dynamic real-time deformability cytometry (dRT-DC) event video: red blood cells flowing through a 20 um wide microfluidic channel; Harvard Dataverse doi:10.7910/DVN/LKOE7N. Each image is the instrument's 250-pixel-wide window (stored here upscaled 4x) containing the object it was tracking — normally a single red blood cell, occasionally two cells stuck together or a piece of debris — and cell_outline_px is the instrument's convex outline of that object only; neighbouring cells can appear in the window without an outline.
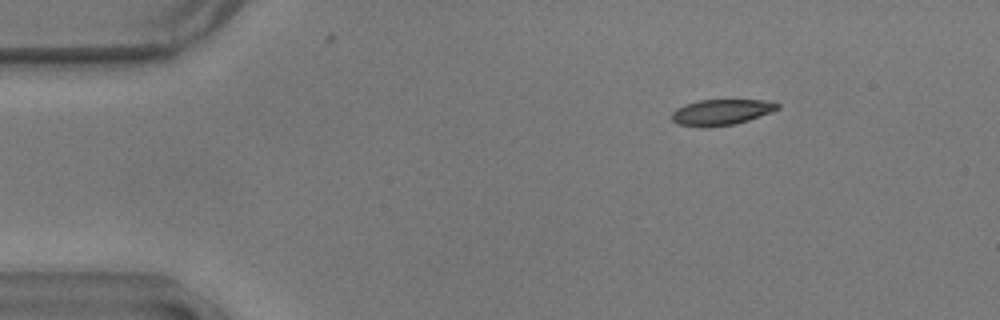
{"species": "common noctule bat (a hibernating species)", "species_latin": "Nyctalus noctula", "temperature_condition": "warm", "stored_images_in_passage": 49, "camera_frame_rate_fps": 3000, "um_per_image_px": 0.085, "animal": {"sex": "male", "body_mass_g": 17.9}, "frame": {"image": 1, "passage_image": 8, "time_ms": 2.333, "image_size_px": [1000, 320], "cell_outline_px": [[780, 108], [772, 112], [736, 124], [704, 128], [676, 124], [672, 120], [672, 112], [676, 108], [684, 104], [700, 100], [764, 100], [780, 104]], "centroid_in_image_um": [61.29, 9.54], "position_along_channel_um": 23.7, "area_um2": 16.07}}
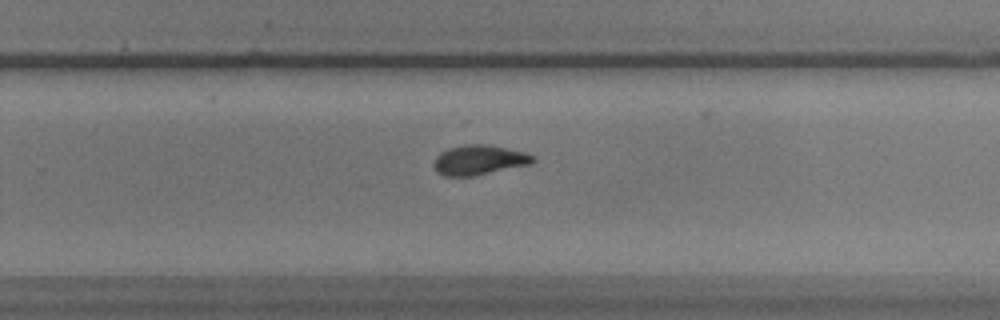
{"frame": {"image": 2, "passage_image": 36, "time_ms": 11.667, "image_size_px": [1000, 320], "cell_outline_px": [[536, 160], [532, 164], [472, 176], [444, 176], [436, 172], [432, 164], [436, 156], [440, 152], [448, 148], [464, 144], [488, 144], [524, 152], [536, 156]], "centroid_in_image_um": [40.71, 13.59], "position_along_channel_um": 289.1, "area_um2": 17.46}}
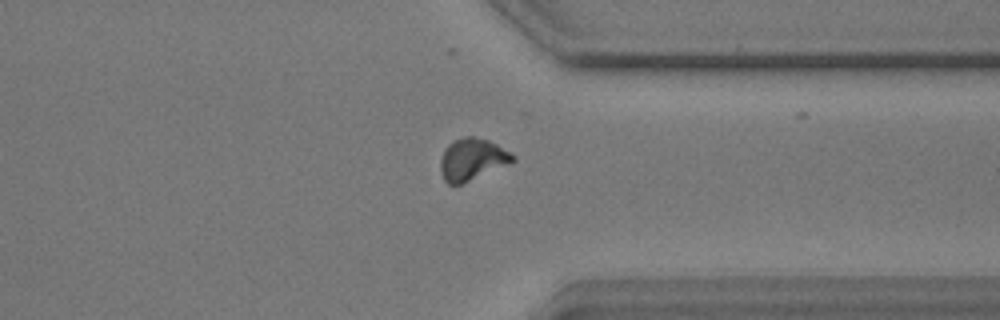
{"frame": {"image": 3, "passage_image": 43, "time_ms": 14.0, "image_size_px": [1000, 320], "cell_outline_px": [[516, 160], [460, 184], [448, 184], [444, 180], [440, 172], [440, 160], [444, 148], [452, 140], [464, 136], [472, 136], [488, 140], [512, 152], [516, 156]], "centroid_in_image_um": [40.1, 13.51], "position_along_channel_um": 371.3, "area_um2": 17.57}, "authors_computed_cell_mechanics": {"area_um2": 16.9932, "velocity_mm_per_s": 3.6092, "shape_relaxation_time_tau1_ms": 4.2336, "shape_relaxation_time_tau2_ms": 1.8263, "deformation_change_tau1": 0.1405, "deformation_change_tau2": 0.0711}}